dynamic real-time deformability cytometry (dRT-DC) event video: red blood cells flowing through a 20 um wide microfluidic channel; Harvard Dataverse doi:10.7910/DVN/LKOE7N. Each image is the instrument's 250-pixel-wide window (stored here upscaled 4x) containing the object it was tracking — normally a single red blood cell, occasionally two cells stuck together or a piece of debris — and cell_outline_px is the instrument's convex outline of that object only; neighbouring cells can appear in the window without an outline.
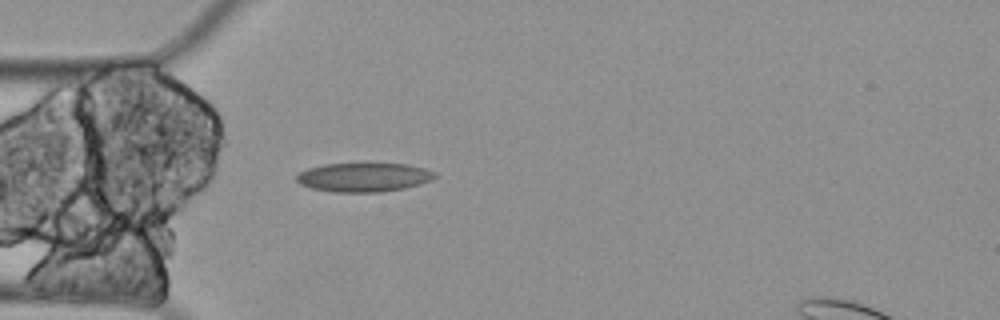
{"species": "Egyptian fruit bat (a non-hibernating species)", "species_latin": "Rousettus aegyptiacus", "temperature_condition": "cold", "stored_images_in_passage": 4, "camera_frame_rate_fps": 3000, "um_per_image_px": 0.085, "animal": {"sex": "female"}, "frame": {"image": 1, "passage_image": 4, "time_ms": 1.0, "image_size_px": [1000, 320], "cell_outline_px": [[436, 176], [432, 180], [420, 184], [404, 188], [380, 192], [332, 192], [312, 188], [300, 184], [296, 180], [296, 176], [300, 172], [308, 168], [324, 164], [408, 164], [424, 168], [436, 172]], "centroid_in_image_um": [30.93, 15.07], "position_along_channel_um": 54.1, "area_um2": 23.29}}